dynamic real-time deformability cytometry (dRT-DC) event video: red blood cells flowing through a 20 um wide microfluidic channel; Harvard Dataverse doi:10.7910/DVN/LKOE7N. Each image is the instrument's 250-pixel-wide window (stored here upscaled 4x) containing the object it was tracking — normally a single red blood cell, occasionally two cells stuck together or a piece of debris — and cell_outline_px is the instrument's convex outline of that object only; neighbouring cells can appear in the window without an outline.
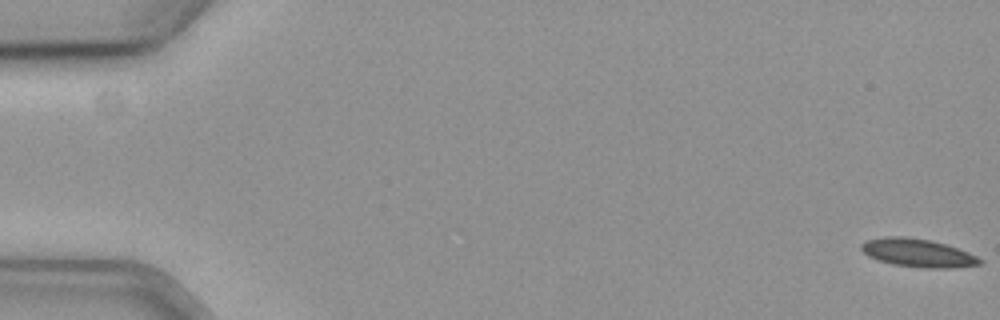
{"species": "common noctule bat (a hibernating species)", "species_latin": "Nyctalus noctula", "temperature_condition": "cold", "stored_images_in_passage": 59, "camera_frame_rate_fps": 3000, "um_per_image_px": 0.085, "animal": {"sex": "female", "body_mass_g": 19.3, "forearm_length_mm": 54.1}, "frame": {"image": 1, "passage_image": 1, "time_ms": 0.0, "image_size_px": [1000, 320], "cell_outline_px": [[984, 260], [980, 264], [952, 268], [928, 268], [892, 264], [868, 256], [860, 248], [860, 244], [868, 240], [888, 236], [900, 236], [928, 240], [944, 244], [968, 252]], "centroid_in_image_um": [78.01, 21.5], "position_along_channel_um": 7.0, "area_um2": 19.13}}
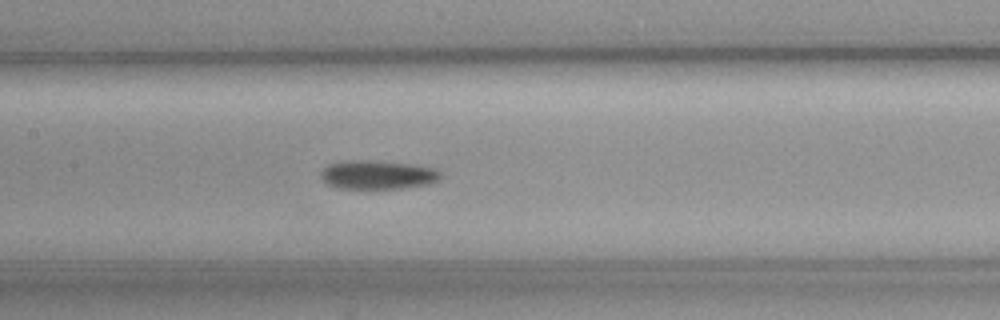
{"frame": {"image": 2, "passage_image": 29, "time_ms": 9.333, "image_size_px": [1000, 320], "cell_outline_px": [[444, 176], [440, 180], [428, 184], [400, 188], [368, 192], [340, 188], [324, 184], [320, 176], [320, 172], [328, 164], [356, 160], [364, 160], [408, 164], [436, 168]], "centroid_in_image_um": [32.07, 14.92], "position_along_channel_um": 175.3, "area_um2": 20.87}}
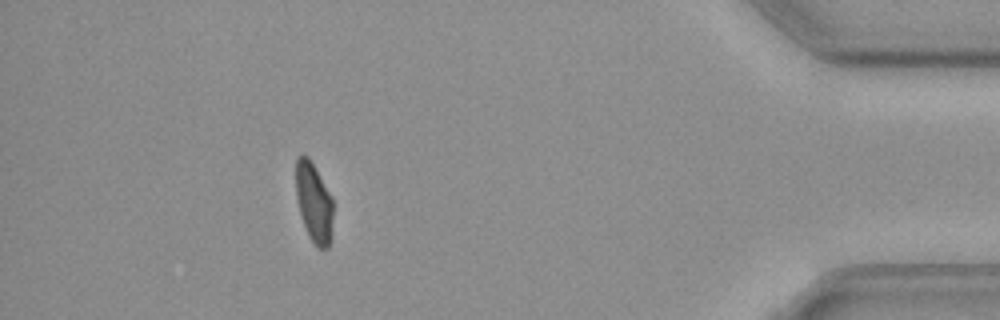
{"frame": {"image": 3, "passage_image": 53, "time_ms": 17.333, "image_size_px": [1000, 320], "cell_outline_px": [[332, 236], [328, 248], [316, 248], [304, 224], [300, 212], [296, 196], [296, 156], [308, 156], [332, 196]], "centroid_in_image_um": [26.69, 17.22], "position_along_channel_um": 408.5, "area_um2": 17.11}, "authors_computed_cell_mechanics": {"area_um2": 19.1318, "velocity_mm_per_s": 3.6084, "shape_relaxation_time_tau1_ms": 2.8883, "shape_relaxation_time_tau2_ms": null, "deformation_change_tau1": 0.0953, "deformation_change_tau2": null}}